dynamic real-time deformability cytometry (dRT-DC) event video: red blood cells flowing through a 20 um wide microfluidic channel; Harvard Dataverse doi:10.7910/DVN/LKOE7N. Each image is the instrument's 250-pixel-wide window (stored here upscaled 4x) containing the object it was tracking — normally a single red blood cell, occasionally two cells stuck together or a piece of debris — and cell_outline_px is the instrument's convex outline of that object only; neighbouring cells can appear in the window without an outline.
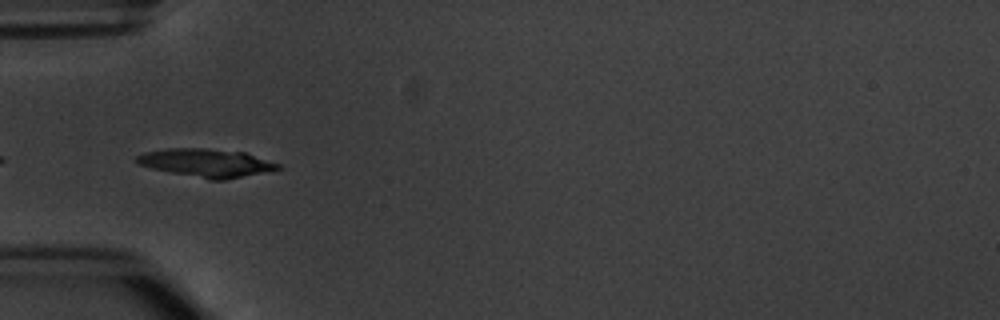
{"species": "common noctule bat (a hibernating species)", "species_latin": "Nyctalus noctula", "temperature_condition": "warm", "stored_images_in_passage": 6, "camera_frame_rate_fps": 3000, "um_per_image_px": 0.085, "animal": {"sex": "male", "body_mass_g": 20.1, "forearm_length_mm": 53.5}, "frame": {"image": 1, "passage_image": 4, "time_ms": 4.333, "image_size_px": [1000, 320], "cell_outline_px": [[284, 168], [224, 180], [208, 180], [152, 168], [140, 164], [136, 160], [136, 156], [144, 152], [168, 148], [208, 148], [244, 152], [280, 164]], "centroid_in_image_um": [17.56, 13.84], "position_along_channel_um": 67.4, "area_um2": 23.12}}